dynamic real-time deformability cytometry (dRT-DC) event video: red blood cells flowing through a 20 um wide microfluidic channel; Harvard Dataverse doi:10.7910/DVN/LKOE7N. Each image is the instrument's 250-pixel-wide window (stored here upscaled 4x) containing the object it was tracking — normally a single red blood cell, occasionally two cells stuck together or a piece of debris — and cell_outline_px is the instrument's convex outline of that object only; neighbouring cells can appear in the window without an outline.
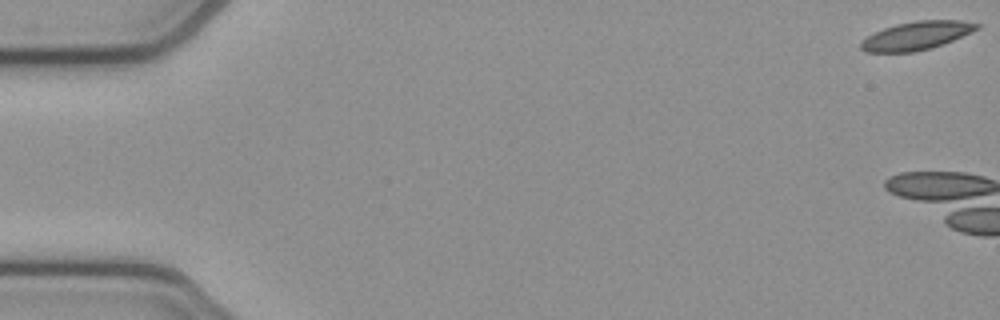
{"species": "common noctule bat (a hibernating species)", "species_latin": "Nyctalus noctula", "temperature_condition": "cold", "stored_images_in_passage": 4, "camera_frame_rate_fps": 3000, "um_per_image_px": 0.085, "animal": {"sex": "female", "body_mass_g": 21.9}, "frame": {"image": 1, "passage_image": 1, "time_ms": 0.0, "image_size_px": [1000, 320], "cell_outline_px": [[980, 28], [952, 40], [928, 48], [912, 52], [864, 52], [860, 48], [860, 40], [884, 28], [896, 24], [916, 20], [960, 20], [980, 24]], "centroid_in_image_um": [77.86, 3.02], "position_along_channel_um": 7.1, "area_um2": 18.9}}